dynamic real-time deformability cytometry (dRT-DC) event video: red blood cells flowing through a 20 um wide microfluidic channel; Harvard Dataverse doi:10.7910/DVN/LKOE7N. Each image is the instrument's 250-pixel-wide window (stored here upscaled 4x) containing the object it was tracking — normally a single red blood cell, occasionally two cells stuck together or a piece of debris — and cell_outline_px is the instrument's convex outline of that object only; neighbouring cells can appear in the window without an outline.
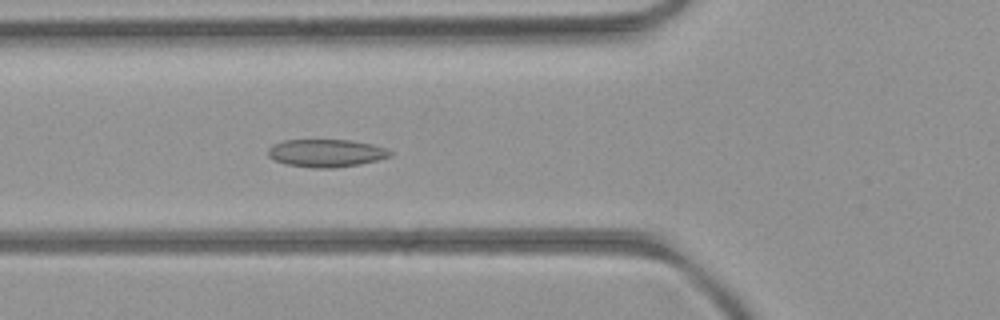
{"species": "common noctule bat (a hibernating species)", "species_latin": "Nyctalus noctula", "temperature_condition": "room temperature", "stored_images_in_passage": 30, "camera_frame_rate_fps": 3000, "um_per_image_px": 0.085, "animal": {"sex": "female", "body_mass_g": 21.9}, "frame": {"image": 1, "passage_image": 7, "time_ms": 2.0, "image_size_px": [1000, 320], "cell_outline_px": [[392, 156], [360, 164], [336, 168], [312, 168], [284, 164], [268, 156], [268, 148], [272, 144], [284, 140], [352, 140], [372, 144], [388, 148], [392, 152]], "centroid_in_image_um": [27.73, 13.01], "position_along_channel_um": 98.1, "area_um2": 19.94}}
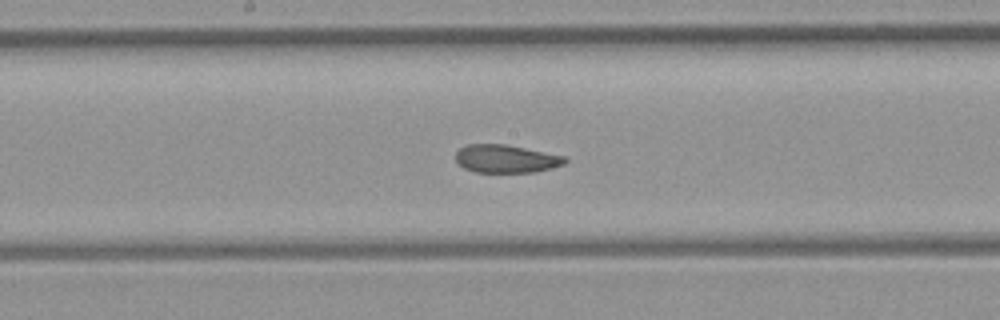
{"frame": {"image": 2, "passage_image": 15, "time_ms": 4.667, "image_size_px": [1000, 320], "cell_outline_px": [[568, 160], [564, 164], [536, 172], [476, 172], [464, 168], [456, 160], [456, 152], [460, 148], [468, 144], [504, 144], [564, 156]], "centroid_in_image_um": [43.0, 13.5], "position_along_channel_um": 205.2, "area_um2": 17.63}}
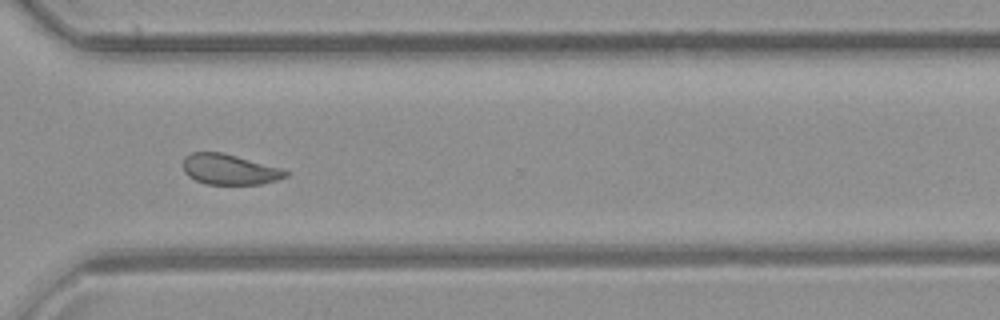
{"frame": {"image": 3, "passage_image": 26, "time_ms": 8.333, "image_size_px": [1000, 320], "cell_outline_px": [[288, 176], [276, 180], [260, 184], [204, 184], [188, 176], [184, 172], [184, 156], [192, 152], [220, 152], [236, 156], [280, 168], [288, 172]], "centroid_in_image_um": [19.47, 14.4], "position_along_channel_um": 351.1, "area_um2": 17.98}, "authors_computed_cell_mechanics": {"area_um2": 18.7561, "velocity_mm_per_s": 3.9867, "shape_relaxation_time_tau1_ms": null, "shape_relaxation_time_tau2_ms": 2.9064, "deformation_change_tau1": null, "deformation_change_tau2": 0.0624}}